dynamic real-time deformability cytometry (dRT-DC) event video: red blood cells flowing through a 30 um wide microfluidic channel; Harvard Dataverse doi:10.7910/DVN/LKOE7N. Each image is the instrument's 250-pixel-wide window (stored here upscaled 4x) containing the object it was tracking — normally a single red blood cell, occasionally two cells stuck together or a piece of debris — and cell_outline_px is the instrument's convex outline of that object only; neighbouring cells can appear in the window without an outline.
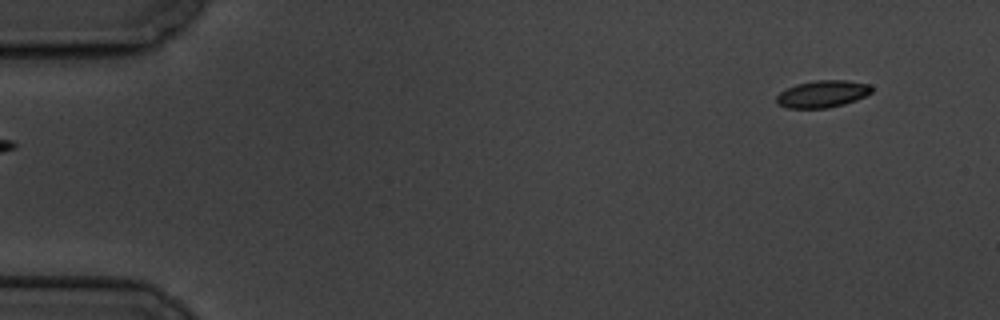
{"species": "common noctule bat (a hibernating species)", "species_latin": "Nyctalus noctula", "temperature_condition": "cold", "stored_images_in_passage": 6, "segment_of_instrument_passage": [2, 2], "camera_frame_rate_fps": 3000, "um_per_image_px": 0.085, "animal": {"sex": "male", "body_mass_g": 19.5, "forearm_length_mm": 54.6}, "frame": {"image": 1, "passage_image": 6, "time_ms": 6.667, "image_size_px": [1000, 320], "cell_outline_px": [[872, 92], [856, 100], [844, 104], [828, 108], [788, 108], [776, 104], [776, 96], [780, 92], [796, 84], [816, 80], [848, 80], [868, 84], [872, 88]], "centroid_in_image_um": [69.89, 7.99], "position_along_channel_um": 15.1, "area_um2": 15.03}}